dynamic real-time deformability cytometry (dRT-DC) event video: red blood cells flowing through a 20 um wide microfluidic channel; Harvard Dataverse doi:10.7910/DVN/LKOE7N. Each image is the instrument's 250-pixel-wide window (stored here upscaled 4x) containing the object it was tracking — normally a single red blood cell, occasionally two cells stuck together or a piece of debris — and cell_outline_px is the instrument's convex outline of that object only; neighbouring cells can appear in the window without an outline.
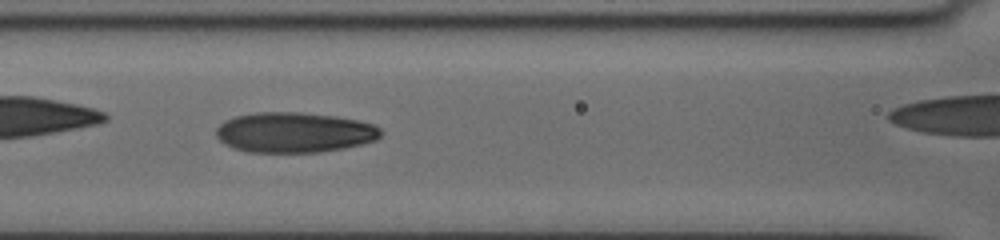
{"species": "human", "species_latin": "Homo sapiens", "temperature_condition": "cold", "stored_images_in_passage": 48, "camera_frame_rate_fps": 3000, "um_per_image_px": 0.085, "donor": {"sex": "female"}, "frame": {"image": 1, "passage_image": 28, "time_ms": 9.333, "image_size_px": [1000, 240], "cell_outline_px": [[384, 132], [376, 140], [344, 148], [320, 152], [248, 152], [232, 148], [224, 144], [216, 136], [216, 128], [224, 120], [236, 116], [256, 112], [300, 112], [336, 116], [356, 120], [372, 124], [380, 128]], "centroid_in_image_um": [24.99, 11.25], "position_along_channel_um": 141.6, "area_um2": 38.78}}
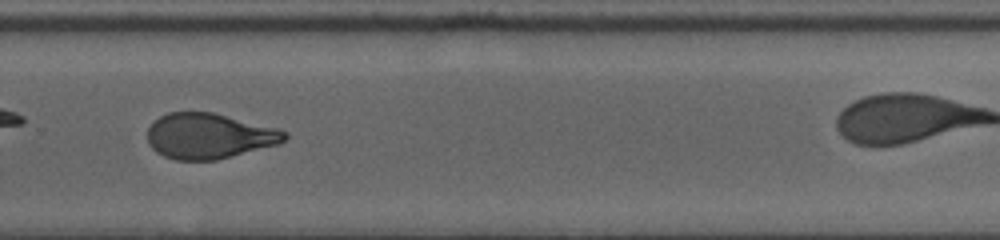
{"frame": {"image": 2, "passage_image": 42, "time_ms": 14.0, "image_size_px": [1000, 240], "cell_outline_px": [[288, 136], [284, 140], [276, 144], [232, 156], [216, 160], [176, 160], [164, 156], [156, 152], [148, 144], [148, 128], [160, 116], [168, 112], [212, 112], [276, 128], [288, 132]], "centroid_in_image_um": [17.74, 11.56], "position_along_channel_um": 312.1, "area_um2": 36.01}, "authors_computed_cell_mechanics": {"area_um2": 36.5007, "velocity_mm_per_s": 3.6652, "shape_relaxation_time_tau1_ms": 6.1064, "shape_relaxation_time_tau2_ms": 1.807, "deformation_change_tau1": 0.2, "deformation_change_tau2": 0.0878}}